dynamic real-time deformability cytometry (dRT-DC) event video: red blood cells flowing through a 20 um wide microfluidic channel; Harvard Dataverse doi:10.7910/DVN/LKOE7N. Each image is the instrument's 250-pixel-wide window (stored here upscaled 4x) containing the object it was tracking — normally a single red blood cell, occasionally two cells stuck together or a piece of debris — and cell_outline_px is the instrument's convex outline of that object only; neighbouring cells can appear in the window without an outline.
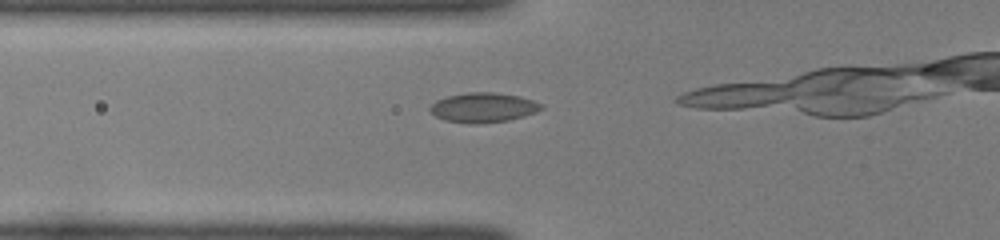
{"species": "common noctule bat (a hibernating species)", "species_latin": "Nyctalus noctula", "temperature_condition": "room temperature", "stored_images_in_passage": 4, "camera_frame_rate_fps": 3000, "um_per_image_px": 0.085, "animal": {"sex": "female", "body_mass_g": 22.0, "forearm_length_mm": 56.7}, "frame": {"image": 1, "passage_image": 2, "time_ms": 0.333, "image_size_px": [1000, 240], "cell_outline_px": [[544, 108], [536, 112], [524, 116], [508, 120], [476, 124], [472, 124], [444, 120], [436, 116], [428, 108], [436, 100], [448, 96], [468, 92], [492, 92], [520, 96], [544, 104]], "centroid_in_image_um": [41.1, 9.14], "position_along_channel_um": 84.7, "area_um2": 19.25}}